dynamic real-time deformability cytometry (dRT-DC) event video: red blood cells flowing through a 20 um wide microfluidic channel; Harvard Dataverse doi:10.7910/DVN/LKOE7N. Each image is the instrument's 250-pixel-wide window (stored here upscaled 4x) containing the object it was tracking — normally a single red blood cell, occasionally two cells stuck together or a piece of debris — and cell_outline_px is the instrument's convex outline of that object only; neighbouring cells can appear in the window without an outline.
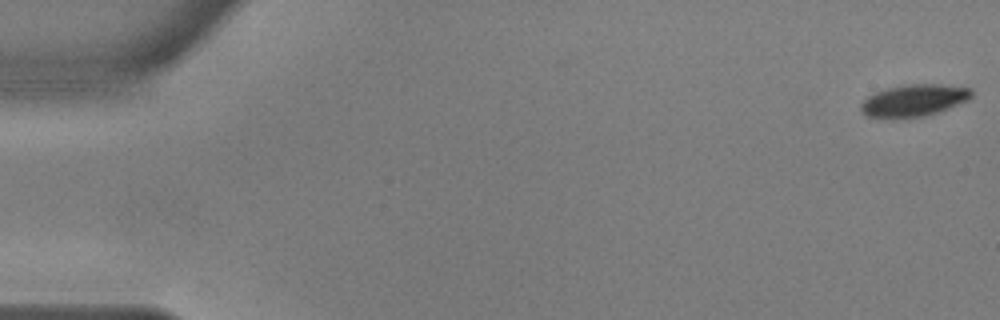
{"species": "common noctule bat (a hibernating species)", "species_latin": "Nyctalus noctula", "temperature_condition": "warm", "stored_images_in_passage": 56, "camera_frame_rate_fps": 3000, "um_per_image_px": 0.085, "animal": {"sex": "male", "body_mass_g": 17.9, "forearm_length_mm": 54.2}, "frame": {"image": 1, "passage_image": 1, "time_ms": 0.0, "image_size_px": [1000, 320], "cell_outline_px": [[972, 96], [968, 100], [940, 112], [928, 116], [892, 120], [868, 116], [860, 112], [860, 104], [868, 96], [876, 92], [888, 88], [904, 84], [940, 84], [972, 88]], "centroid_in_image_um": [77.66, 8.57], "position_along_channel_um": 7.3, "area_um2": 21.21}}
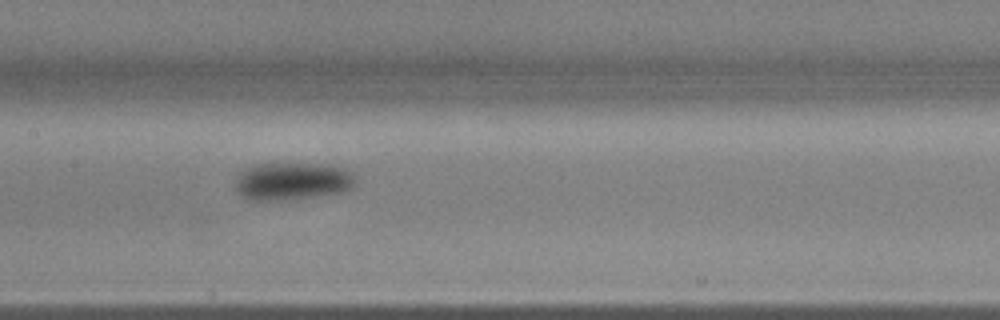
{"frame": {"image": 2, "passage_image": 28, "time_ms": 9.0, "image_size_px": [1000, 320], "cell_outline_px": [[356, 184], [352, 188], [340, 192], [288, 200], [248, 200], [240, 196], [236, 192], [236, 176], [240, 172], [252, 164], [328, 164], [344, 168], [352, 172], [356, 180]], "centroid_in_image_um": [24.83, 15.4], "position_along_channel_um": 182.6, "area_um2": 26.59}}
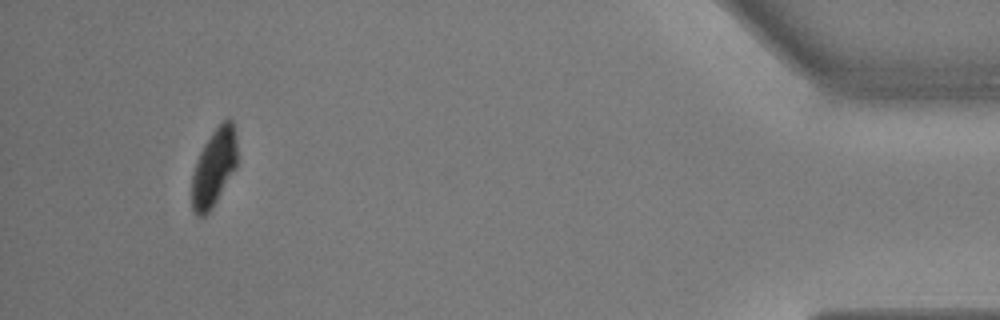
{"frame": {"image": 3, "passage_image": 53, "time_ms": 17.333, "image_size_px": [1000, 320], "cell_outline_px": [[236, 168], [212, 208], [204, 216], [196, 216], [192, 212], [192, 176], [196, 160], [204, 144], [220, 120], [228, 116], [232, 120], [236, 136]], "centroid_in_image_um": [18.18, 14.2], "position_along_channel_um": 417.0, "area_um2": 20.69}, "authors_computed_cell_mechanics": {"area_um2": 24.0448, "velocity_mm_per_s": 3.6105, "shape_relaxation_time_tau1_ms": 4.0746, "shape_relaxation_time_tau2_ms": null, "deformation_change_tau1": 0.1337, "deformation_change_tau2": null}}